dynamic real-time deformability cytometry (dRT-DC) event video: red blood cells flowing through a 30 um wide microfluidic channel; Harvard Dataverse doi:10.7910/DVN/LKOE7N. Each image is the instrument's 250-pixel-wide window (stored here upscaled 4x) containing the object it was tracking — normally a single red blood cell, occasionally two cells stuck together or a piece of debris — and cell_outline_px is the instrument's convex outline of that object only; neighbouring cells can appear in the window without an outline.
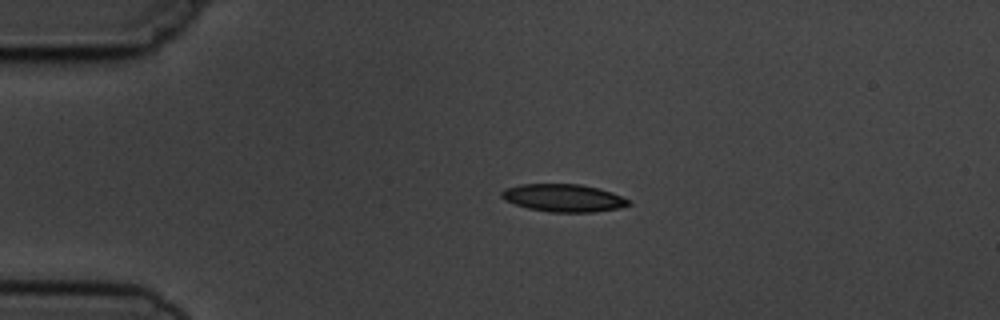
{"species": "common noctule bat (a hibernating species)", "species_latin": "Nyctalus noctula", "temperature_condition": "cold", "stored_images_in_passage": 3, "camera_frame_rate_fps": 3000, "um_per_image_px": 0.085, "animal": {"sex": "male", "body_mass_g": 19.5, "forearm_length_mm": 54.6}, "frame": {"image": 1, "passage_image": 3, "time_ms": 2.0, "image_size_px": [1000, 320], "cell_outline_px": [[632, 204], [620, 208], [592, 212], [548, 212], [528, 208], [504, 200], [500, 196], [500, 192], [504, 188], [520, 184], [580, 184], [600, 188], [612, 192], [632, 200]], "centroid_in_image_um": [47.92, 16.82], "position_along_channel_um": 37.1, "area_um2": 20.75}}